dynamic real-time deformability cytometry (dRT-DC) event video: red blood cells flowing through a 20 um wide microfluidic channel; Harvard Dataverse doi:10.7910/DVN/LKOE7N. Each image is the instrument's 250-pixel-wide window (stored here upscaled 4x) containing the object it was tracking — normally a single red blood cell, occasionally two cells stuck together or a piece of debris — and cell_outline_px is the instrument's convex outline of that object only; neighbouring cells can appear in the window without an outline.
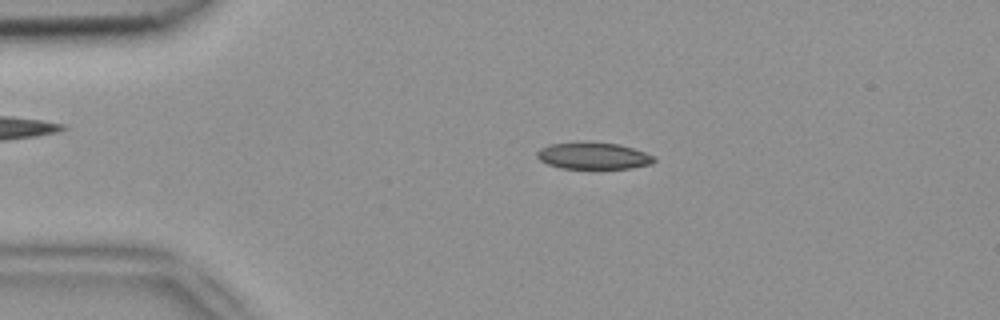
{"species": "common noctule bat (a hibernating species)", "species_latin": "Nyctalus noctula", "temperature_condition": "room temperature", "stored_images_in_passage": 47, "camera_frame_rate_fps": 3000, "um_per_image_px": 0.085, "animal": {"sex": "female", "body_mass_g": 18.4}, "frame": {"image": 1, "passage_image": 6, "time_ms": 1.667, "image_size_px": [1000, 320], "cell_outline_px": [[656, 160], [652, 164], [628, 168], [560, 168], [548, 164], [540, 160], [536, 156], [536, 152], [540, 148], [548, 144], [616, 144], [632, 148], [644, 152], [652, 156]], "centroid_in_image_um": [50.41, 13.28], "position_along_channel_um": 34.6, "area_um2": 17.46}}
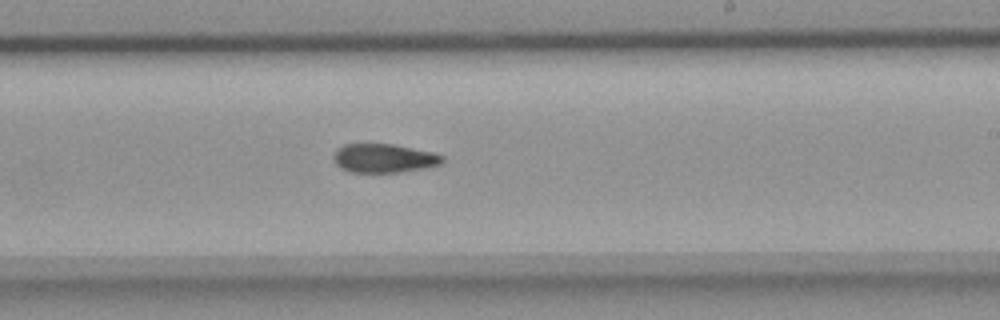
{"frame": {"image": 2, "passage_image": 26, "time_ms": 8.333, "image_size_px": [1000, 320], "cell_outline_px": [[444, 160], [440, 164], [424, 168], [400, 172], [348, 172], [340, 168], [336, 164], [336, 148], [344, 144], [392, 144], [432, 152], [444, 156]], "centroid_in_image_um": [32.64, 13.45], "position_along_channel_um": 256.4, "area_um2": 18.09}}
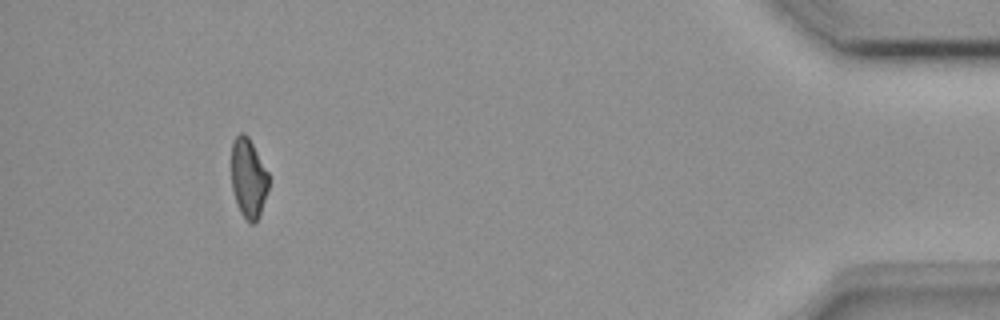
{"frame": {"image": 3, "passage_image": 43, "time_ms": 14.0, "image_size_px": [1000, 320], "cell_outline_px": [[268, 188], [256, 224], [252, 224], [240, 212], [232, 188], [232, 140], [240, 132], [244, 132], [248, 136], [268, 172]], "centroid_in_image_um": [21.11, 15.11], "position_along_channel_um": 414.1, "area_um2": 16.99}, "authors_computed_cell_mechanics": {"area_um2": 18.785, "velocity_mm_per_s": 3.9252, "shape_relaxation_time_tau1_ms": null, "shape_relaxation_time_tau2_ms": 6.5635, "deformation_change_tau1": null, "deformation_change_tau2": 0.1381}}